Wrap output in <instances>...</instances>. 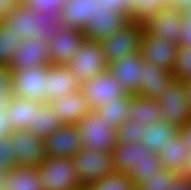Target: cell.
Returning <instances> with one entry per match:
<instances>
[{"label": "cell", "instance_id": "obj_1", "mask_svg": "<svg viewBox=\"0 0 191 190\" xmlns=\"http://www.w3.org/2000/svg\"><path fill=\"white\" fill-rule=\"evenodd\" d=\"M112 155L116 172L127 174L135 186L163 169L159 154L147 149L142 143L117 142Z\"/></svg>", "mask_w": 191, "mask_h": 190}, {"label": "cell", "instance_id": "obj_2", "mask_svg": "<svg viewBox=\"0 0 191 190\" xmlns=\"http://www.w3.org/2000/svg\"><path fill=\"white\" fill-rule=\"evenodd\" d=\"M22 41L36 39L50 42L63 29L61 16L53 12L38 14L20 4L4 21Z\"/></svg>", "mask_w": 191, "mask_h": 190}, {"label": "cell", "instance_id": "obj_3", "mask_svg": "<svg viewBox=\"0 0 191 190\" xmlns=\"http://www.w3.org/2000/svg\"><path fill=\"white\" fill-rule=\"evenodd\" d=\"M44 190H84L72 158L46 157L37 168Z\"/></svg>", "mask_w": 191, "mask_h": 190}, {"label": "cell", "instance_id": "obj_4", "mask_svg": "<svg viewBox=\"0 0 191 190\" xmlns=\"http://www.w3.org/2000/svg\"><path fill=\"white\" fill-rule=\"evenodd\" d=\"M66 66L81 85L89 79L107 72L109 68L100 42L87 39L83 41Z\"/></svg>", "mask_w": 191, "mask_h": 190}, {"label": "cell", "instance_id": "obj_5", "mask_svg": "<svg viewBox=\"0 0 191 190\" xmlns=\"http://www.w3.org/2000/svg\"><path fill=\"white\" fill-rule=\"evenodd\" d=\"M76 126L79 129L83 148L112 153L117 144V129H113L103 120L96 110L88 113Z\"/></svg>", "mask_w": 191, "mask_h": 190}, {"label": "cell", "instance_id": "obj_6", "mask_svg": "<svg viewBox=\"0 0 191 190\" xmlns=\"http://www.w3.org/2000/svg\"><path fill=\"white\" fill-rule=\"evenodd\" d=\"M72 160L76 166L79 181L84 188L96 180L116 173L112 153L102 150L92 151L83 148L72 157Z\"/></svg>", "mask_w": 191, "mask_h": 190}, {"label": "cell", "instance_id": "obj_7", "mask_svg": "<svg viewBox=\"0 0 191 190\" xmlns=\"http://www.w3.org/2000/svg\"><path fill=\"white\" fill-rule=\"evenodd\" d=\"M145 25L130 21L122 29L100 42L108 65L140 51Z\"/></svg>", "mask_w": 191, "mask_h": 190}, {"label": "cell", "instance_id": "obj_8", "mask_svg": "<svg viewBox=\"0 0 191 190\" xmlns=\"http://www.w3.org/2000/svg\"><path fill=\"white\" fill-rule=\"evenodd\" d=\"M157 101L161 106L162 120L178 130L191 121V106L187 99L184 81L176 79L171 87H164Z\"/></svg>", "mask_w": 191, "mask_h": 190}, {"label": "cell", "instance_id": "obj_9", "mask_svg": "<svg viewBox=\"0 0 191 190\" xmlns=\"http://www.w3.org/2000/svg\"><path fill=\"white\" fill-rule=\"evenodd\" d=\"M49 65L12 70V94L15 97L45 102L46 78Z\"/></svg>", "mask_w": 191, "mask_h": 190}, {"label": "cell", "instance_id": "obj_10", "mask_svg": "<svg viewBox=\"0 0 191 190\" xmlns=\"http://www.w3.org/2000/svg\"><path fill=\"white\" fill-rule=\"evenodd\" d=\"M130 19L121 12L111 11L95 1L94 16L86 22L84 34L87 40L101 42L122 29Z\"/></svg>", "mask_w": 191, "mask_h": 190}, {"label": "cell", "instance_id": "obj_11", "mask_svg": "<svg viewBox=\"0 0 191 190\" xmlns=\"http://www.w3.org/2000/svg\"><path fill=\"white\" fill-rule=\"evenodd\" d=\"M84 97L90 102L92 110L98 109L101 105L110 103L112 100L126 95L122 83L115 79L109 71L93 77L81 85Z\"/></svg>", "mask_w": 191, "mask_h": 190}, {"label": "cell", "instance_id": "obj_12", "mask_svg": "<svg viewBox=\"0 0 191 190\" xmlns=\"http://www.w3.org/2000/svg\"><path fill=\"white\" fill-rule=\"evenodd\" d=\"M9 138L16 152L18 166L38 168L45 161L44 140L28 130H14Z\"/></svg>", "mask_w": 191, "mask_h": 190}, {"label": "cell", "instance_id": "obj_13", "mask_svg": "<svg viewBox=\"0 0 191 190\" xmlns=\"http://www.w3.org/2000/svg\"><path fill=\"white\" fill-rule=\"evenodd\" d=\"M177 48V45L166 38L154 36L144 29L139 52L145 61L161 69L173 71Z\"/></svg>", "mask_w": 191, "mask_h": 190}, {"label": "cell", "instance_id": "obj_14", "mask_svg": "<svg viewBox=\"0 0 191 190\" xmlns=\"http://www.w3.org/2000/svg\"><path fill=\"white\" fill-rule=\"evenodd\" d=\"M184 28V13L174 6L163 8L161 12L145 25V29L159 38H166L170 43L179 45Z\"/></svg>", "mask_w": 191, "mask_h": 190}, {"label": "cell", "instance_id": "obj_15", "mask_svg": "<svg viewBox=\"0 0 191 190\" xmlns=\"http://www.w3.org/2000/svg\"><path fill=\"white\" fill-rule=\"evenodd\" d=\"M46 157L72 158L83 149L76 125H63L44 139Z\"/></svg>", "mask_w": 191, "mask_h": 190}, {"label": "cell", "instance_id": "obj_16", "mask_svg": "<svg viewBox=\"0 0 191 190\" xmlns=\"http://www.w3.org/2000/svg\"><path fill=\"white\" fill-rule=\"evenodd\" d=\"M86 39L82 30L64 26L63 29L50 40V61L55 65H67Z\"/></svg>", "mask_w": 191, "mask_h": 190}, {"label": "cell", "instance_id": "obj_17", "mask_svg": "<svg viewBox=\"0 0 191 190\" xmlns=\"http://www.w3.org/2000/svg\"><path fill=\"white\" fill-rule=\"evenodd\" d=\"M50 43L42 40H24L15 53L9 68L11 70H22L27 67H40L51 65Z\"/></svg>", "mask_w": 191, "mask_h": 190}, {"label": "cell", "instance_id": "obj_18", "mask_svg": "<svg viewBox=\"0 0 191 190\" xmlns=\"http://www.w3.org/2000/svg\"><path fill=\"white\" fill-rule=\"evenodd\" d=\"M81 90V84L66 65H49L46 78L45 102H51Z\"/></svg>", "mask_w": 191, "mask_h": 190}, {"label": "cell", "instance_id": "obj_19", "mask_svg": "<svg viewBox=\"0 0 191 190\" xmlns=\"http://www.w3.org/2000/svg\"><path fill=\"white\" fill-rule=\"evenodd\" d=\"M142 61V55L140 52H137L109 64L108 71L122 83L126 93L132 95L140 93V78L143 70Z\"/></svg>", "mask_w": 191, "mask_h": 190}, {"label": "cell", "instance_id": "obj_20", "mask_svg": "<svg viewBox=\"0 0 191 190\" xmlns=\"http://www.w3.org/2000/svg\"><path fill=\"white\" fill-rule=\"evenodd\" d=\"M64 125H77L88 113L92 111L90 102L84 93L76 91L67 96L49 102Z\"/></svg>", "mask_w": 191, "mask_h": 190}, {"label": "cell", "instance_id": "obj_21", "mask_svg": "<svg viewBox=\"0 0 191 190\" xmlns=\"http://www.w3.org/2000/svg\"><path fill=\"white\" fill-rule=\"evenodd\" d=\"M143 70L140 78V93L143 97L158 99L164 87H171L176 80L172 71L159 68L143 59Z\"/></svg>", "mask_w": 191, "mask_h": 190}, {"label": "cell", "instance_id": "obj_22", "mask_svg": "<svg viewBox=\"0 0 191 190\" xmlns=\"http://www.w3.org/2000/svg\"><path fill=\"white\" fill-rule=\"evenodd\" d=\"M129 119L148 126L162 120L161 106L157 99L134 95L130 100Z\"/></svg>", "mask_w": 191, "mask_h": 190}, {"label": "cell", "instance_id": "obj_23", "mask_svg": "<svg viewBox=\"0 0 191 190\" xmlns=\"http://www.w3.org/2000/svg\"><path fill=\"white\" fill-rule=\"evenodd\" d=\"M190 149L181 134H176L166 145L165 150L159 153L163 169L177 171L183 175L188 161Z\"/></svg>", "mask_w": 191, "mask_h": 190}, {"label": "cell", "instance_id": "obj_24", "mask_svg": "<svg viewBox=\"0 0 191 190\" xmlns=\"http://www.w3.org/2000/svg\"><path fill=\"white\" fill-rule=\"evenodd\" d=\"M96 0H67L61 19L64 26L82 30L86 22L94 16Z\"/></svg>", "mask_w": 191, "mask_h": 190}, {"label": "cell", "instance_id": "obj_25", "mask_svg": "<svg viewBox=\"0 0 191 190\" xmlns=\"http://www.w3.org/2000/svg\"><path fill=\"white\" fill-rule=\"evenodd\" d=\"M64 124L48 102L39 103L34 108V126L28 131L44 140Z\"/></svg>", "mask_w": 191, "mask_h": 190}, {"label": "cell", "instance_id": "obj_26", "mask_svg": "<svg viewBox=\"0 0 191 190\" xmlns=\"http://www.w3.org/2000/svg\"><path fill=\"white\" fill-rule=\"evenodd\" d=\"M40 102L12 96L7 107L8 118L14 130H28L34 126V108Z\"/></svg>", "mask_w": 191, "mask_h": 190}, {"label": "cell", "instance_id": "obj_27", "mask_svg": "<svg viewBox=\"0 0 191 190\" xmlns=\"http://www.w3.org/2000/svg\"><path fill=\"white\" fill-rule=\"evenodd\" d=\"M179 133V130L166 121L148 125L144 129L142 144L155 154L165 150L169 141Z\"/></svg>", "mask_w": 191, "mask_h": 190}, {"label": "cell", "instance_id": "obj_28", "mask_svg": "<svg viewBox=\"0 0 191 190\" xmlns=\"http://www.w3.org/2000/svg\"><path fill=\"white\" fill-rule=\"evenodd\" d=\"M4 190H44L37 168L17 166L5 178Z\"/></svg>", "mask_w": 191, "mask_h": 190}, {"label": "cell", "instance_id": "obj_29", "mask_svg": "<svg viewBox=\"0 0 191 190\" xmlns=\"http://www.w3.org/2000/svg\"><path fill=\"white\" fill-rule=\"evenodd\" d=\"M133 96L127 93L121 98L101 105L96 111L113 129H117L129 120V105Z\"/></svg>", "mask_w": 191, "mask_h": 190}, {"label": "cell", "instance_id": "obj_30", "mask_svg": "<svg viewBox=\"0 0 191 190\" xmlns=\"http://www.w3.org/2000/svg\"><path fill=\"white\" fill-rule=\"evenodd\" d=\"M168 6L169 0H129L128 18L130 21L146 25L154 15Z\"/></svg>", "mask_w": 191, "mask_h": 190}, {"label": "cell", "instance_id": "obj_31", "mask_svg": "<svg viewBox=\"0 0 191 190\" xmlns=\"http://www.w3.org/2000/svg\"><path fill=\"white\" fill-rule=\"evenodd\" d=\"M22 39L5 22H0V65L10 66Z\"/></svg>", "mask_w": 191, "mask_h": 190}, {"label": "cell", "instance_id": "obj_32", "mask_svg": "<svg viewBox=\"0 0 191 190\" xmlns=\"http://www.w3.org/2000/svg\"><path fill=\"white\" fill-rule=\"evenodd\" d=\"M85 190H136V186L127 174L116 172L96 180Z\"/></svg>", "mask_w": 191, "mask_h": 190}, {"label": "cell", "instance_id": "obj_33", "mask_svg": "<svg viewBox=\"0 0 191 190\" xmlns=\"http://www.w3.org/2000/svg\"><path fill=\"white\" fill-rule=\"evenodd\" d=\"M182 174L177 171L162 169L158 174H154L147 181H143L136 186V190H169L171 184Z\"/></svg>", "mask_w": 191, "mask_h": 190}, {"label": "cell", "instance_id": "obj_34", "mask_svg": "<svg viewBox=\"0 0 191 190\" xmlns=\"http://www.w3.org/2000/svg\"><path fill=\"white\" fill-rule=\"evenodd\" d=\"M173 74L177 80H191V47L178 45L173 66Z\"/></svg>", "mask_w": 191, "mask_h": 190}, {"label": "cell", "instance_id": "obj_35", "mask_svg": "<svg viewBox=\"0 0 191 190\" xmlns=\"http://www.w3.org/2000/svg\"><path fill=\"white\" fill-rule=\"evenodd\" d=\"M147 126L135 120H127L116 130L117 142L142 143L144 129Z\"/></svg>", "mask_w": 191, "mask_h": 190}, {"label": "cell", "instance_id": "obj_36", "mask_svg": "<svg viewBox=\"0 0 191 190\" xmlns=\"http://www.w3.org/2000/svg\"><path fill=\"white\" fill-rule=\"evenodd\" d=\"M67 0H21V4L38 14L53 12L61 16Z\"/></svg>", "mask_w": 191, "mask_h": 190}, {"label": "cell", "instance_id": "obj_37", "mask_svg": "<svg viewBox=\"0 0 191 190\" xmlns=\"http://www.w3.org/2000/svg\"><path fill=\"white\" fill-rule=\"evenodd\" d=\"M18 166L16 152L9 137L0 138V170L9 172Z\"/></svg>", "mask_w": 191, "mask_h": 190}, {"label": "cell", "instance_id": "obj_38", "mask_svg": "<svg viewBox=\"0 0 191 190\" xmlns=\"http://www.w3.org/2000/svg\"><path fill=\"white\" fill-rule=\"evenodd\" d=\"M12 70L9 66L0 65V93L7 97H12V81H11Z\"/></svg>", "mask_w": 191, "mask_h": 190}, {"label": "cell", "instance_id": "obj_39", "mask_svg": "<svg viewBox=\"0 0 191 190\" xmlns=\"http://www.w3.org/2000/svg\"><path fill=\"white\" fill-rule=\"evenodd\" d=\"M128 1L129 0H97V4L99 6L103 5L105 8H108L111 11L114 10L121 12L128 17L129 14Z\"/></svg>", "mask_w": 191, "mask_h": 190}, {"label": "cell", "instance_id": "obj_40", "mask_svg": "<svg viewBox=\"0 0 191 190\" xmlns=\"http://www.w3.org/2000/svg\"><path fill=\"white\" fill-rule=\"evenodd\" d=\"M20 4L21 0H0V22H4Z\"/></svg>", "mask_w": 191, "mask_h": 190}, {"label": "cell", "instance_id": "obj_41", "mask_svg": "<svg viewBox=\"0 0 191 190\" xmlns=\"http://www.w3.org/2000/svg\"><path fill=\"white\" fill-rule=\"evenodd\" d=\"M179 45L191 47V17L184 16V28L180 35Z\"/></svg>", "mask_w": 191, "mask_h": 190}, {"label": "cell", "instance_id": "obj_42", "mask_svg": "<svg viewBox=\"0 0 191 190\" xmlns=\"http://www.w3.org/2000/svg\"><path fill=\"white\" fill-rule=\"evenodd\" d=\"M13 131L12 120L8 118V114L0 113V138L9 137Z\"/></svg>", "mask_w": 191, "mask_h": 190}, {"label": "cell", "instance_id": "obj_43", "mask_svg": "<svg viewBox=\"0 0 191 190\" xmlns=\"http://www.w3.org/2000/svg\"><path fill=\"white\" fill-rule=\"evenodd\" d=\"M169 190H191V178L181 175L171 184V188Z\"/></svg>", "mask_w": 191, "mask_h": 190}, {"label": "cell", "instance_id": "obj_44", "mask_svg": "<svg viewBox=\"0 0 191 190\" xmlns=\"http://www.w3.org/2000/svg\"><path fill=\"white\" fill-rule=\"evenodd\" d=\"M179 133L181 137L186 141L189 149L191 150V121L185 124L180 130Z\"/></svg>", "mask_w": 191, "mask_h": 190}, {"label": "cell", "instance_id": "obj_45", "mask_svg": "<svg viewBox=\"0 0 191 190\" xmlns=\"http://www.w3.org/2000/svg\"><path fill=\"white\" fill-rule=\"evenodd\" d=\"M11 97L0 93V113H7V107L10 102Z\"/></svg>", "mask_w": 191, "mask_h": 190}, {"label": "cell", "instance_id": "obj_46", "mask_svg": "<svg viewBox=\"0 0 191 190\" xmlns=\"http://www.w3.org/2000/svg\"><path fill=\"white\" fill-rule=\"evenodd\" d=\"M191 0H169L171 6L179 8L181 11L190 4Z\"/></svg>", "mask_w": 191, "mask_h": 190}, {"label": "cell", "instance_id": "obj_47", "mask_svg": "<svg viewBox=\"0 0 191 190\" xmlns=\"http://www.w3.org/2000/svg\"><path fill=\"white\" fill-rule=\"evenodd\" d=\"M183 175L191 178V150H190V154L188 156V161L186 163V167L183 171Z\"/></svg>", "mask_w": 191, "mask_h": 190}, {"label": "cell", "instance_id": "obj_48", "mask_svg": "<svg viewBox=\"0 0 191 190\" xmlns=\"http://www.w3.org/2000/svg\"><path fill=\"white\" fill-rule=\"evenodd\" d=\"M184 87L186 90L189 105L191 106V80L184 81Z\"/></svg>", "mask_w": 191, "mask_h": 190}, {"label": "cell", "instance_id": "obj_49", "mask_svg": "<svg viewBox=\"0 0 191 190\" xmlns=\"http://www.w3.org/2000/svg\"><path fill=\"white\" fill-rule=\"evenodd\" d=\"M7 174H8V172L0 170V190H4L5 178H6Z\"/></svg>", "mask_w": 191, "mask_h": 190}, {"label": "cell", "instance_id": "obj_50", "mask_svg": "<svg viewBox=\"0 0 191 190\" xmlns=\"http://www.w3.org/2000/svg\"><path fill=\"white\" fill-rule=\"evenodd\" d=\"M182 12L184 13V16H190L191 17V2L188 4Z\"/></svg>", "mask_w": 191, "mask_h": 190}]
</instances>
